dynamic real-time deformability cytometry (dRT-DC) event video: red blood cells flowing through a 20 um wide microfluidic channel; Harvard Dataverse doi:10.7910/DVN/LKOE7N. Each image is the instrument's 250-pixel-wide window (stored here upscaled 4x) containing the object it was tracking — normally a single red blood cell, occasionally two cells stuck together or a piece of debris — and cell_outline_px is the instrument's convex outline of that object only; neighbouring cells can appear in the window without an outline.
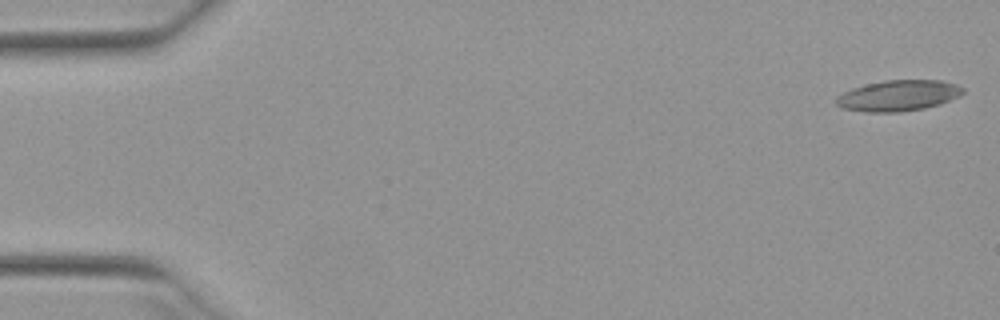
{"species": "Egyptian fruit bat (a non-hibernating species)", "species_latin": "Rousettus aegyptiacus", "temperature_condition": "warm", "stored_images_in_passage": 52, "camera_frame_rate_fps": 3000, "um_per_image_px": 0.085, "animal": {"sex": "female"}, "frame": {"image": 1, "passage_image": 1, "time_ms": 0.0, "image_size_px": [1000, 320], "cell_outline_px": [[964, 92], [960, 96], [940, 104], [924, 108], [900, 112], [864, 112], [840, 108], [836, 104], [836, 96], [852, 88], [884, 80], [940, 80], [956, 84], [964, 88]], "centroid_in_image_um": [76.35, 8.13], "position_along_channel_um": 8.6, "area_um2": 22.89}}
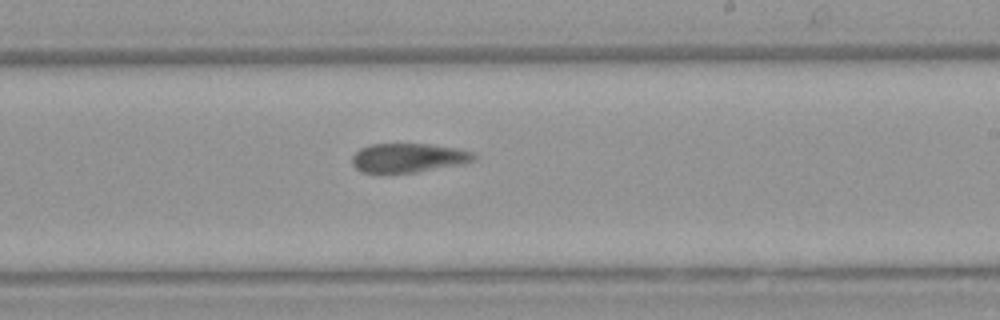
{"frame": {"image": 2, "passage_image": 31, "time_ms": 10.0, "image_size_px": [1000, 320], "cell_outline_px": [[476, 160], [464, 164], [416, 172], [384, 176], [360, 172], [352, 164], [352, 156], [360, 148], [368, 144], [432, 144], [456, 148], [476, 152]], "centroid_in_image_um": [34.68, 13.45], "position_along_channel_um": 254.3, "area_um2": 21.62}}
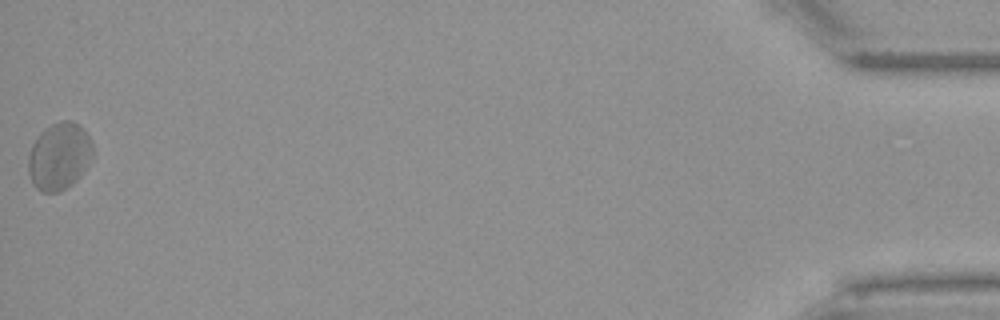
{"frame": {"image": 3, "passage_image": 52, "time_ms": 17.0, "image_size_px": [1000, 320], "cell_outline_px": [[92, 156], [84, 172], [72, 184], [60, 192], [40, 192], [32, 184], [28, 172], [28, 156], [32, 144], [40, 132], [44, 128], [60, 120], [72, 120], [80, 124], [84, 128], [92, 144]], "centroid_in_image_um": [5.02, 13.28], "position_along_channel_um": 430.2, "area_um2": 25.61}, "authors_computed_cell_mechanics": {"area_um2": 22.0218, "velocity_mm_per_s": 3.899, "shape_relaxation_time_tau1_ms": null, "shape_relaxation_time_tau2_ms": 3.5938, "deformation_change_tau1": null, "deformation_change_tau2": 0.1263}}